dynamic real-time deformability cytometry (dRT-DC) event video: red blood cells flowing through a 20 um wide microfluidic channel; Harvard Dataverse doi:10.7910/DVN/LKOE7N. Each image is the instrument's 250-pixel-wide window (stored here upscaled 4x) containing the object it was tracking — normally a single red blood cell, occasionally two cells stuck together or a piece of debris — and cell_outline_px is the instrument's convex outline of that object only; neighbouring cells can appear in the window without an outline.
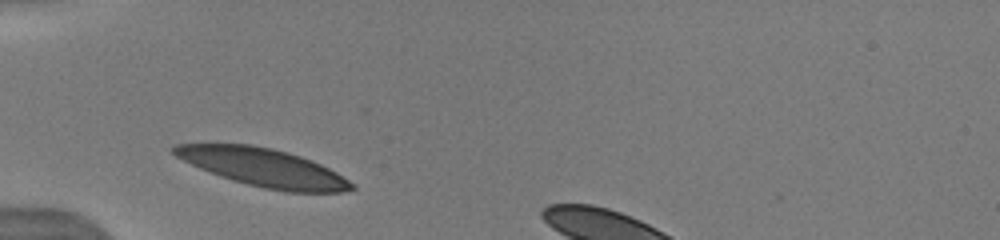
{"species": "human", "species_latin": "Homo sapiens", "temperature_condition": "warm", "stored_images_in_passage": 5, "camera_frame_rate_fps": 3000, "um_per_image_px": 0.085, "donor": {"sex": "male"}, "frame": {"image": 1, "passage_image": 1, "time_ms": 0.0, "image_size_px": [1000, 240], "cell_outline_px": [[356, 188], [340, 192], [284, 192], [264, 188], [232, 180], [220, 176], [200, 168], [176, 156], [168, 148], [176, 144], [252, 144], [272, 148], [288, 152], [300, 156], [320, 164], [336, 172], [356, 184]], "centroid_in_image_um": [22.39, 14.24], "position_along_channel_um": 62.6, "area_um2": 39.25}}